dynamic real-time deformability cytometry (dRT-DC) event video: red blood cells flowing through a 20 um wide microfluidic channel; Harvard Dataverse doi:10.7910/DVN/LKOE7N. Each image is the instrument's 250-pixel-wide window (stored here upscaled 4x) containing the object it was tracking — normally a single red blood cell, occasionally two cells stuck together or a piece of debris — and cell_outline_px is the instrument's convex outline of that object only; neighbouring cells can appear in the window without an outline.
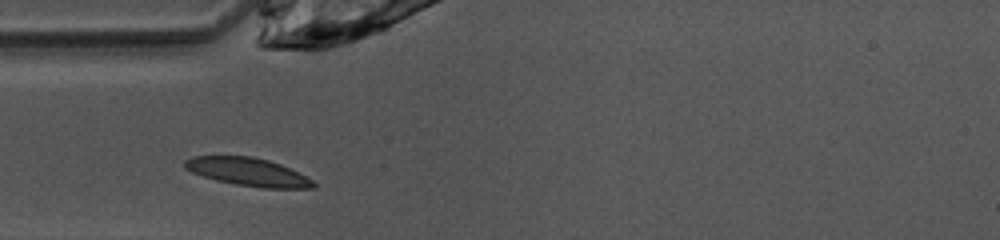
{"species": "common noctule bat (a hibernating species)", "species_latin": "Nyctalus noctula", "temperature_condition": "warm", "stored_images_in_passage": 32, "camera_frame_rate_fps": 3000, "um_per_image_px": 0.085, "animal": {"sex": "female", "body_mass_g": 10.0, "forearm_length_mm": 53.1}, "frame": {"image": 1, "passage_image": 1, "time_ms": 0.0, "image_size_px": [1000, 240], "cell_outline_px": [[316, 188], [264, 188], [236, 184], [216, 180], [192, 172], [184, 168], [184, 160], [192, 156], [252, 156], [268, 160], [280, 164], [312, 180], [316, 184]], "centroid_in_image_um": [21.05, 14.61], "position_along_channel_um": 64.0, "area_um2": 20.81}}
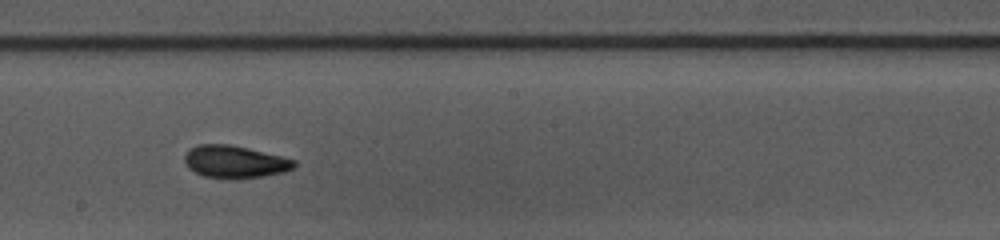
{"frame": {"image": 2, "passage_image": 13, "time_ms": 4.0, "image_size_px": [1000, 240], "cell_outline_px": [[296, 164], [292, 168], [284, 172], [264, 176], [204, 176], [188, 168], [184, 160], [184, 156], [192, 148], [200, 144], [232, 144], [296, 160]], "centroid_in_image_um": [19.97, 13.71], "position_along_channel_um": 228.2, "area_um2": 19.88}}
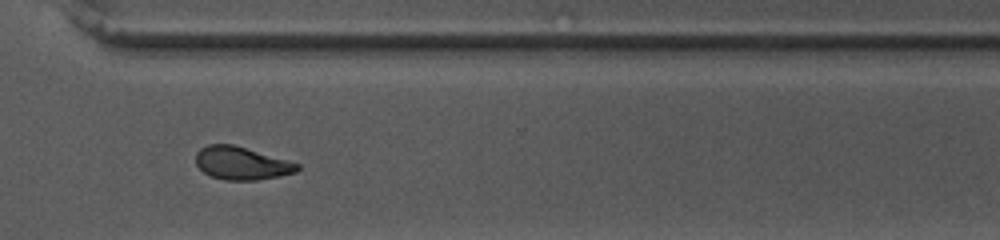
{"frame": {"image": 3, "passage_image": 22, "time_ms": 7.0, "image_size_px": [1000, 240], "cell_outline_px": [[300, 168], [296, 172], [280, 176], [256, 180], [224, 180], [212, 176], [204, 172], [196, 164], [196, 152], [200, 148], [208, 144], [232, 144], [288, 160], [300, 164]], "centroid_in_image_um": [20.53, 13.87], "position_along_channel_um": 350.1, "area_um2": 19.42}, "authors_computed_cell_mechanics": {"area_um2": 19.8543, "velocity_mm_per_s": 4.0765, "shape_relaxation_time_tau1_ms": 2.6275, "shape_relaxation_time_tau2_ms": 2.5944, "deformation_change_tau1": 0.1398, "deformation_change_tau2": 0.0708}}